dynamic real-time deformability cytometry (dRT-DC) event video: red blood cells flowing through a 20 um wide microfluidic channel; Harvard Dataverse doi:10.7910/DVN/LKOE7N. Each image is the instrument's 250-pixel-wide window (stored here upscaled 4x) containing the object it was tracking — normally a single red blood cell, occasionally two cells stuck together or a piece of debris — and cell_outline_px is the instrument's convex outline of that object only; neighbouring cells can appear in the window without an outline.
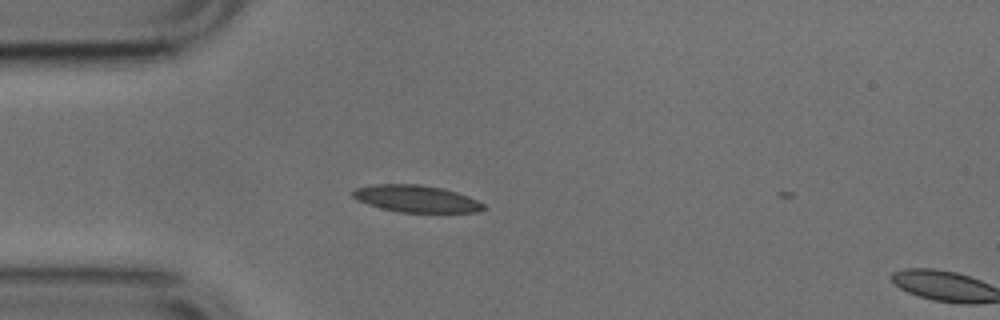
{"species": "common noctule bat (a hibernating species)", "species_latin": "Nyctalus noctula", "temperature_condition": "cold", "stored_images_in_passage": 2, "camera_frame_rate_fps": 3000, "um_per_image_px": 0.085, "animal": {"sex": "male", "body_mass_g": 17.9, "forearm_length_mm": 54.2}, "frame": {"image": 1, "passage_image": 1, "time_ms": 0.0, "image_size_px": [1000, 320], "cell_outline_px": [[488, 208], [476, 212], [400, 212], [380, 208], [368, 204], [352, 196], [352, 192], [356, 188], [372, 184], [420, 184], [440, 188], [456, 192], [468, 196], [484, 204]], "centroid_in_image_um": [35.39, 16.89], "position_along_channel_um": 49.6, "area_um2": 20.4}}